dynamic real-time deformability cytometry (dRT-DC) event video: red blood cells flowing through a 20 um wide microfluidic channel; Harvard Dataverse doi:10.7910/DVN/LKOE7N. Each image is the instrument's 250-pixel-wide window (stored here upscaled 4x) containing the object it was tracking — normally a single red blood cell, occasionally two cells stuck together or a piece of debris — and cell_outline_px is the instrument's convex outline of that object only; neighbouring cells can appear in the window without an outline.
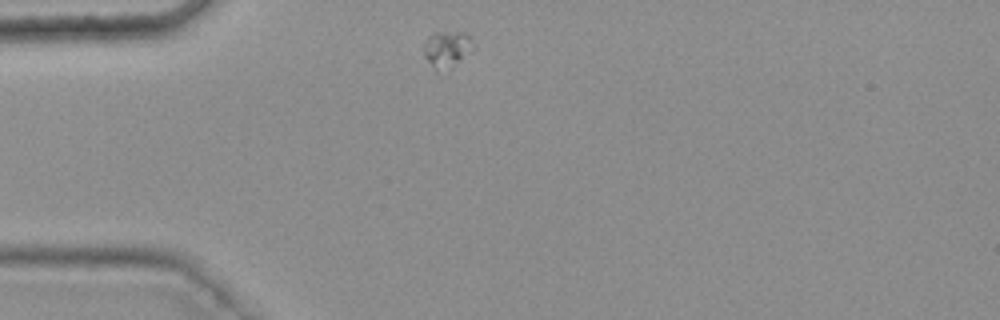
{"species": "common noctule bat (a hibernating species)", "species_latin": "Nyctalus noctula", "temperature_condition": "warm", "stored_images_in_passage": 39, "camera_frame_rate_fps": 3000, "um_per_image_px": 0.085, "animal": {"sex": "female", "body_mass_g": 25.1}, "frame": {"image": 1, "passage_image": 1, "time_ms": 0.0, "image_size_px": [1000, 320], "cell_outline_px": [[476, 48], [452, 68], [440, 76], [436, 72], [424, 56], [420, 48], [420, 44], [432, 32], [464, 32], [476, 44]], "centroid_in_image_um": [37.95, 4.22], "position_along_channel_um": 47.1, "area_um2": 11.5}}
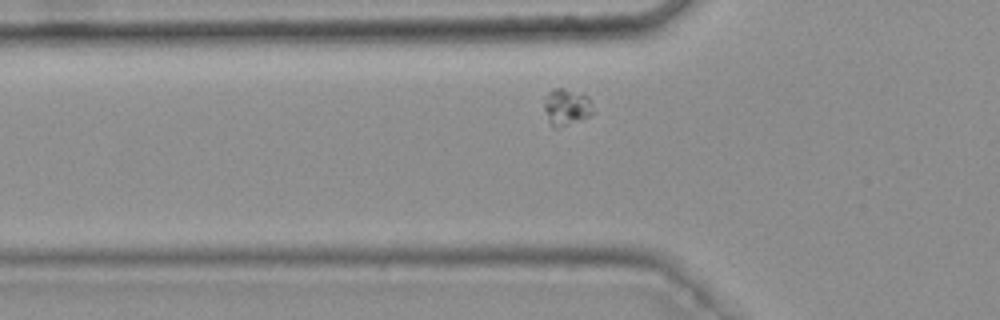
{"frame": {"image": 2, "passage_image": 5, "time_ms": 1.333, "image_size_px": [1000, 320], "cell_outline_px": [[596, 112], [580, 120], [556, 128], [548, 120], [544, 108], [544, 96], [552, 88], [560, 88], [588, 96], [592, 100]], "centroid_in_image_um": [48.18, 9.08], "position_along_channel_um": 77.6, "area_um2": 10.46}}
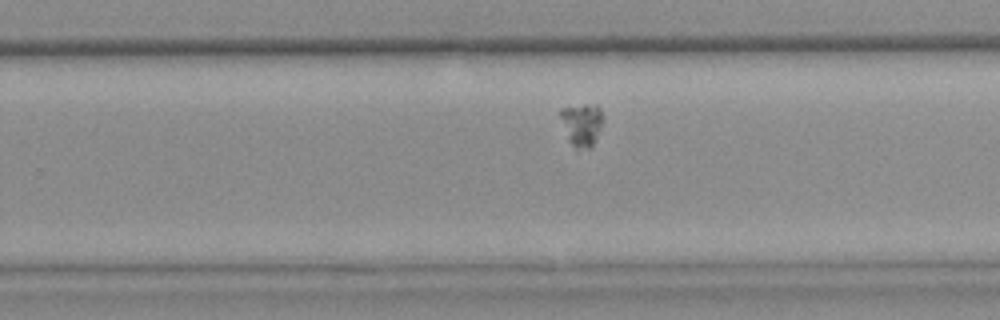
{"frame": {"image": 3, "passage_image": 22, "time_ms": 7.0, "image_size_px": [1000, 320], "cell_outline_px": [[604, 120], [592, 144], [588, 148], [576, 148], [568, 140], [560, 116], [560, 108], [584, 104], [596, 104], [600, 108]], "centroid_in_image_um": [49.45, 10.53], "position_along_channel_um": 280.3, "area_um2": 10.46}, "authors_computed_cell_mechanics": {"area_um2": 10.3462, "velocity_mm_per_s": 3.5811, "shape_relaxation_time_tau1_ms": 5.2226, "shape_relaxation_time_tau2_ms": null, "deformation_change_tau1": 0.0296, "deformation_change_tau2": null}}